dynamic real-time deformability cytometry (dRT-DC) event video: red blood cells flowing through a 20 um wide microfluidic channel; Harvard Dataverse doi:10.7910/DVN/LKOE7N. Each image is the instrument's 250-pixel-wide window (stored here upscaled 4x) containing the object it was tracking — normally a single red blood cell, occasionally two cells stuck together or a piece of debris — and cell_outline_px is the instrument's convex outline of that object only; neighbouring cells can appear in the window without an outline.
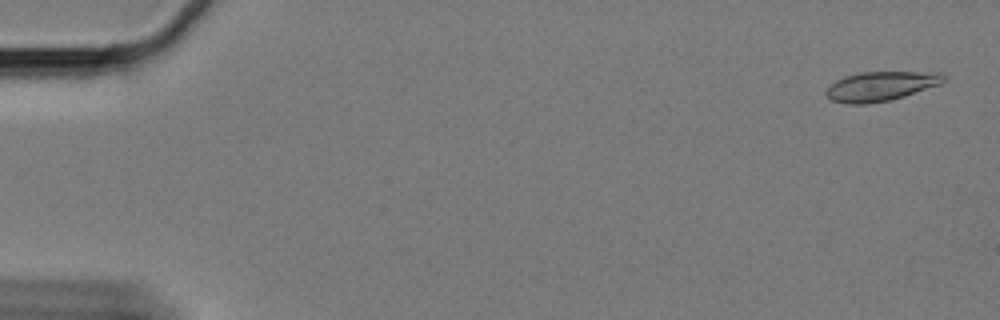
{"species": "Egyptian fruit bat (a non-hibernating species)", "species_latin": "Rousettus aegyptiacus", "temperature_condition": "cold", "stored_images_in_passage": 61, "camera_frame_rate_fps": 3000, "um_per_image_px": 0.085, "animal": {"sex": "female"}, "frame": {"image": 1, "passage_image": 2, "time_ms": 0.333, "image_size_px": [1000, 320], "cell_outline_px": [[948, 76], [940, 84], [892, 100], [868, 104], [848, 104], [832, 100], [824, 92], [836, 80], [844, 76], [860, 72], [940, 72]], "centroid_in_image_um": [74.88, 7.32], "position_along_channel_um": 10.1, "area_um2": 20.17}}
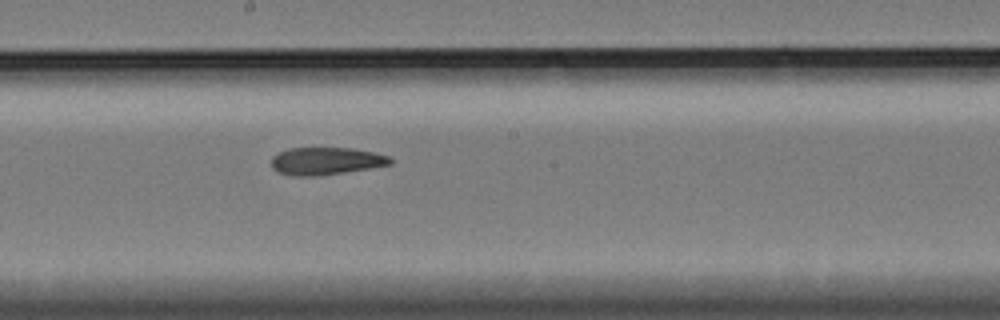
{"frame": {"image": 2, "passage_image": 34, "time_ms": 11.0, "image_size_px": [1000, 320], "cell_outline_px": [[392, 164], [344, 172], [312, 176], [292, 176], [276, 172], [272, 168], [272, 156], [288, 148], [352, 148], [372, 152], [388, 156], [392, 160]], "centroid_in_image_um": [27.66, 13.69], "position_along_channel_um": 220.5, "area_um2": 18.9}}
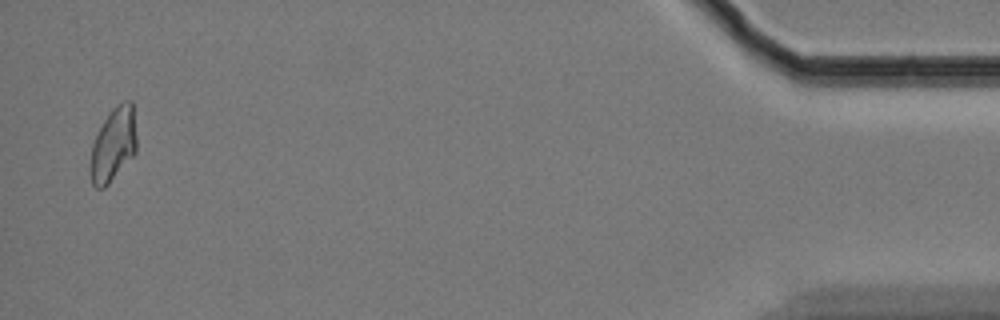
{"frame": {"image": 3, "passage_image": 60, "time_ms": 19.667, "image_size_px": [1000, 320], "cell_outline_px": [[136, 152], [108, 184], [104, 188], [96, 188], [92, 184], [92, 144], [104, 120], [112, 108], [116, 104], [124, 100], [132, 100], [136, 136]], "centroid_in_image_um": [9.67, 12.24], "position_along_channel_um": 425.5, "area_um2": 19.42}, "authors_computed_cell_mechanics": {"area_um2": 20.0566, "velocity_mm_per_s": 3.2812, "shape_relaxation_time_tau1_ms": null, "shape_relaxation_time_tau2_ms": 4.6479, "deformation_change_tau1": null, "deformation_change_tau2": 0.1138}}